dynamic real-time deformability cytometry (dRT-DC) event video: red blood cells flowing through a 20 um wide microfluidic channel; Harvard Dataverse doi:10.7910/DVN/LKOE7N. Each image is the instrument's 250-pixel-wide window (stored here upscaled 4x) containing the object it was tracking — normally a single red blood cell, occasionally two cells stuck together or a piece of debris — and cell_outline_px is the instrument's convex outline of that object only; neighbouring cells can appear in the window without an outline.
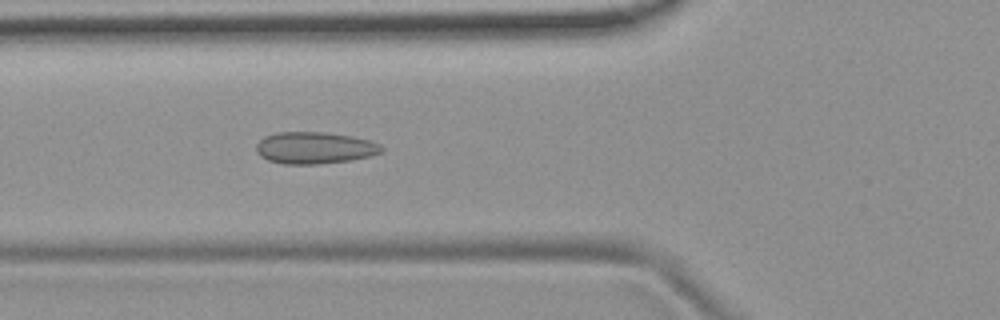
{"species": "common noctule bat (a hibernating species)", "species_latin": "Nyctalus noctula", "temperature_condition": "room temperature", "stored_images_in_passage": 53, "camera_frame_rate_fps": 3000, "um_per_image_px": 0.085, "animal": {"sex": "female", "body_mass_g": 19.9}, "frame": {"image": 1, "passage_image": 19, "time_ms": 6.0, "image_size_px": [1000, 320], "cell_outline_px": [[384, 148], [380, 152], [368, 156], [352, 160], [320, 164], [284, 164], [268, 160], [260, 156], [256, 152], [256, 144], [264, 136], [276, 132], [324, 132], [352, 136], [368, 140], [380, 144]], "centroid_in_image_um": [26.71, 12.57], "position_along_channel_um": 99.1, "area_um2": 23.29}}
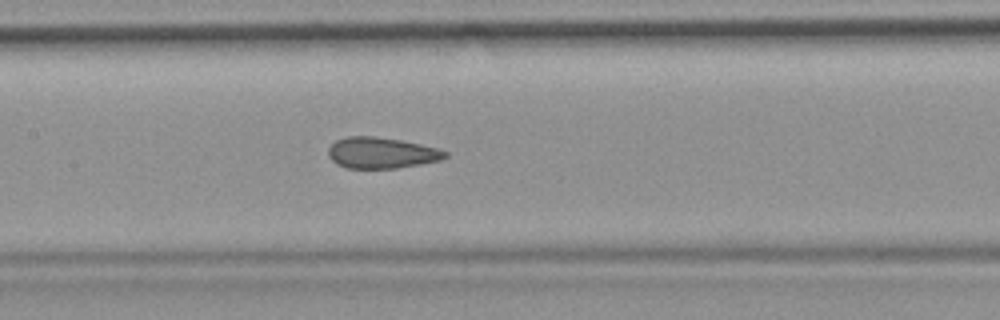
{"frame": {"image": 2, "passage_image": 25, "time_ms": 8.0, "image_size_px": [1000, 320], "cell_outline_px": [[448, 156], [440, 160], [420, 164], [396, 168], [348, 168], [336, 164], [328, 156], [328, 148], [336, 140], [348, 136], [372, 136], [400, 140], [440, 148], [448, 152]], "centroid_in_image_um": [32.43, 12.99], "position_along_channel_um": 175.0, "area_um2": 21.15}}
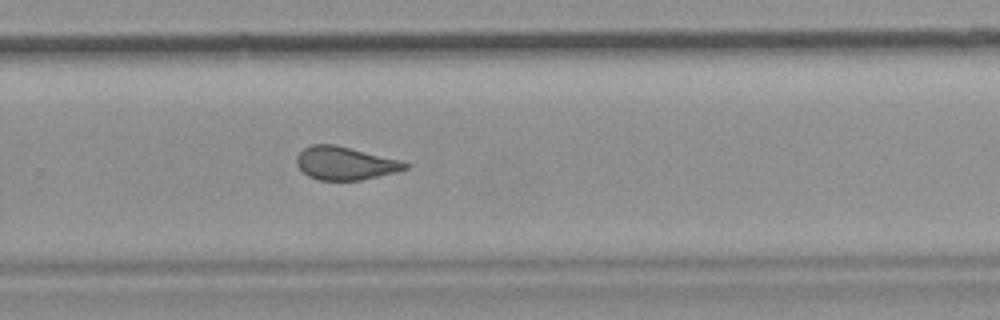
{"frame": {"image": 3, "passage_image": 35, "time_ms": 11.333, "image_size_px": [1000, 320], "cell_outline_px": [[408, 168], [400, 172], [360, 180], [320, 180], [308, 176], [296, 164], [296, 156], [304, 148], [312, 144], [336, 144], [400, 160], [408, 164]], "centroid_in_image_um": [29.35, 13.87], "position_along_channel_um": 300.5, "area_um2": 21.04}, "authors_computed_cell_mechanics": {"area_um2": 21.964, "velocity_mm_per_s": 3.781, "shape_relaxation_time_tau1_ms": null, "shape_relaxation_time_tau2_ms": 1.0895, "deformation_change_tau1": null, "deformation_change_tau2": 0.0916}}